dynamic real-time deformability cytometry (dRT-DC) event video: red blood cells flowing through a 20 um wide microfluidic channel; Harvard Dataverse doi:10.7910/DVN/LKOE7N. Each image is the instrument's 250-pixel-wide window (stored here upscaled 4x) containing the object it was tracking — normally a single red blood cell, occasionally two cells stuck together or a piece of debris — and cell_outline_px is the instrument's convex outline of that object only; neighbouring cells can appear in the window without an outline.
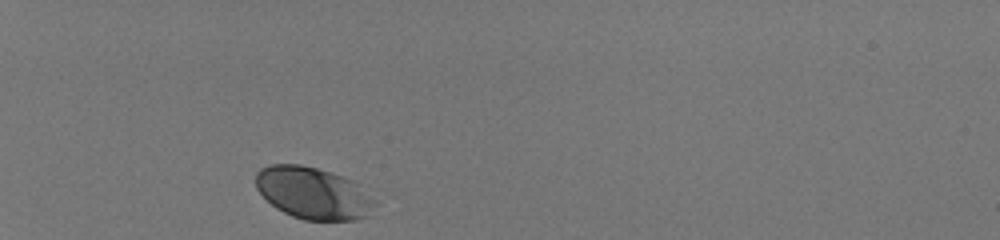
{"species": "human", "species_latin": "Homo sapiens", "temperature_condition": "room temperature", "stored_images_in_passage": 30, "camera_frame_rate_fps": 3000, "um_per_image_px": 0.085, "donor": {"sex": "male"}, "frame": {"image": 1, "passage_image": 1, "time_ms": 0.0, "image_size_px": [1000, 240], "cell_outline_px": [[380, 204], [364, 216], [356, 220], [304, 220], [292, 216], [276, 208], [256, 188], [256, 172], [260, 168], [268, 164], [300, 164], [332, 172], [344, 176], [360, 184]], "centroid_in_image_um": [26.65, 16.4], "position_along_channel_um": 58.3, "area_um2": 36.36}}
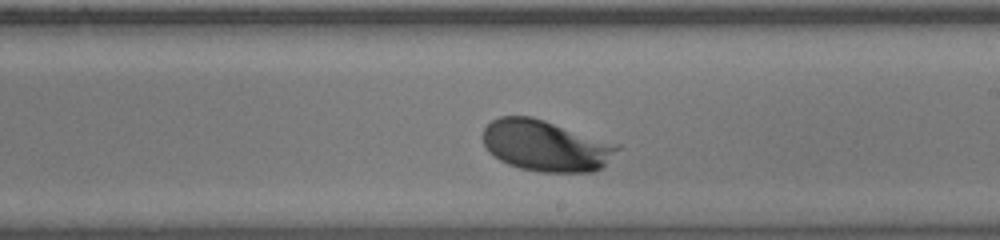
{"frame": {"image": 2, "passage_image": 18, "time_ms": 5.667, "image_size_px": [1000, 240], "cell_outline_px": [[620, 148], [600, 168], [592, 172], [540, 172], [520, 168], [508, 164], [500, 160], [488, 152], [484, 144], [484, 128], [492, 120], [500, 116], [532, 116], [620, 144]], "centroid_in_image_um": [46.38, 12.38], "position_along_channel_um": 242.6, "area_um2": 39.94}}
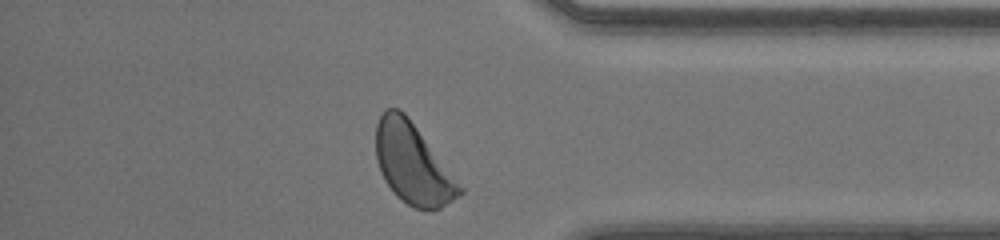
{"frame": {"image": 3, "passage_image": 30, "time_ms": 9.667, "image_size_px": [1000, 240], "cell_outline_px": [[464, 192], [460, 196], [440, 208], [416, 208], [408, 204], [396, 196], [384, 180], [380, 172], [376, 160], [376, 124], [384, 108], [400, 108], [408, 116], [464, 188]], "centroid_in_image_um": [35.07, 13.89], "position_along_channel_um": 400.1, "area_um2": 39.13}, "authors_computed_cell_mechanics": {"area_um2": 37.4833, "velocity_mm_per_s": 4.0392, "shape_relaxation_time_tau1_ms": 1.6832, "shape_relaxation_time_tau2_ms": null, "deformation_change_tau1": 0.0985, "deformation_change_tau2": null}}